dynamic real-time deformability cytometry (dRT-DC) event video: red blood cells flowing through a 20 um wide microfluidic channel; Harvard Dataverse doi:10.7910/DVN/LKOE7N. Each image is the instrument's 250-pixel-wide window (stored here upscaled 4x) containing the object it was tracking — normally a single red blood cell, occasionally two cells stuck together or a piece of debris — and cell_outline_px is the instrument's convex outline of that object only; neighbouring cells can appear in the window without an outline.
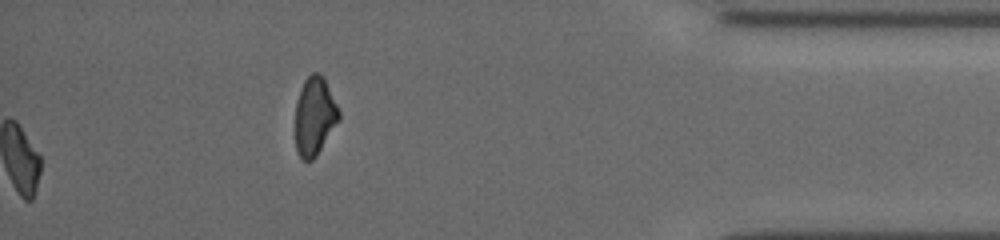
{"species": "common noctule bat (a hibernating species)", "species_latin": "Nyctalus noctula", "temperature_condition": "cold", "stored_images_in_passage": 36, "camera_frame_rate_fps": 3000, "um_per_image_px": 0.085, "animal": {"sex": "female", "body_mass_g": 19.5, "forearm_length_mm": 54.1}, "frame": {"image": 1, "passage_image": 36, "time_ms": 11.667, "image_size_px": [1000, 240], "cell_outline_px": [[340, 120], [316, 156], [312, 160], [304, 160], [300, 156], [296, 148], [296, 100], [300, 88], [304, 80], [312, 72], [320, 72], [324, 76], [340, 112]], "centroid_in_image_um": [26.75, 9.83], "position_along_channel_um": 408.4, "area_um2": 20.0}, "authors_computed_cell_mechanics": {"area_um2": 17.7735, "velocity_mm_per_s": 3.8363, "shape_relaxation_time_tau1_ms": 2.3919, "shape_relaxation_time_tau2_ms": null, "deformation_change_tau1": 0.1165, "deformation_change_tau2": null}}